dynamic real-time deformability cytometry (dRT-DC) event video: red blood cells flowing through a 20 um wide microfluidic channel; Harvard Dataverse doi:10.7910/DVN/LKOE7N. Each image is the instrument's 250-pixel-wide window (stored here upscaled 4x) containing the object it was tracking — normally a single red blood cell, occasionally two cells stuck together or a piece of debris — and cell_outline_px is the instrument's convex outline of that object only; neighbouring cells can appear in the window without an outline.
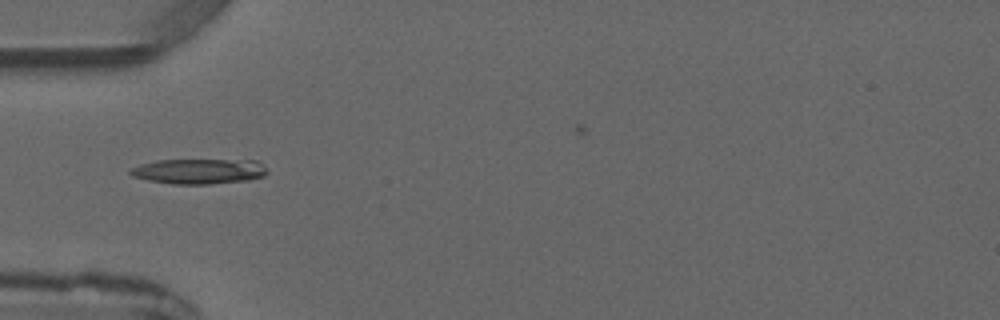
{"species": "common noctule bat (a hibernating species)", "species_latin": "Nyctalus noctula", "temperature_condition": "warm", "stored_images_in_passage": 2, "camera_frame_rate_fps": 3000, "um_per_image_px": 0.085, "animal": {"sex": "male", "forearm_length_mm": 52.5}, "frame": {"image": 1, "passage_image": 1, "time_ms": 0.0, "image_size_px": [1000, 320], "cell_outline_px": [[268, 172], [264, 176], [248, 180], [208, 184], [172, 184], [148, 180], [132, 176], [128, 172], [132, 168], [140, 164], [156, 160], [256, 160], [264, 164]], "centroid_in_image_um": [16.93, 14.55], "position_along_channel_um": 68.1, "area_um2": 20.17}}
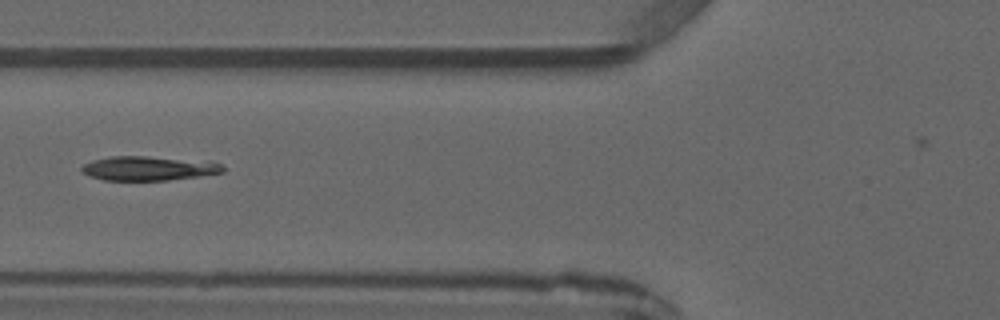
{"frame": {"image": 2, "passage_image": 2, "time_ms": 1.0, "image_size_px": [1000, 320], "cell_outline_px": [[224, 172], [168, 180], [104, 180], [88, 176], [80, 168], [84, 164], [92, 160], [108, 156], [148, 156], [220, 164], [224, 168]], "centroid_in_image_um": [12.49, 14.31], "position_along_channel_um": 113.3, "area_um2": 19.42}}